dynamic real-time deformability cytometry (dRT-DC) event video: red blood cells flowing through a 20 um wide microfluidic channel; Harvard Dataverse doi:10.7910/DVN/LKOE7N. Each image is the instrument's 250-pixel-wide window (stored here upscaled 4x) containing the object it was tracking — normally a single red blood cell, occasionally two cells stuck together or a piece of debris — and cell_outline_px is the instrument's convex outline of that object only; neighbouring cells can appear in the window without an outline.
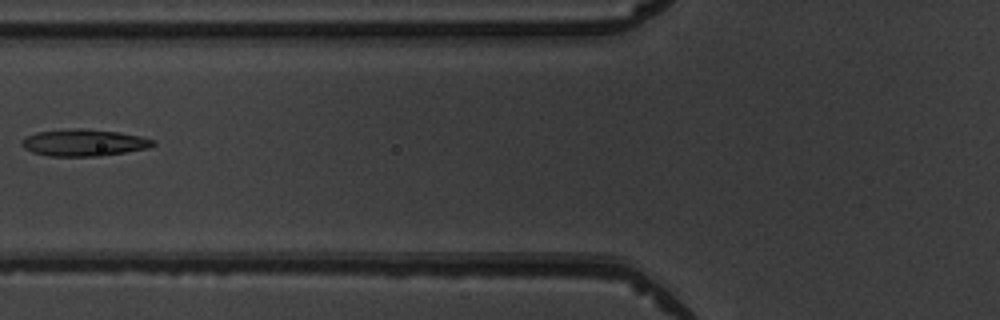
{"species": "common noctule bat (a hibernating species)", "species_latin": "Nyctalus noctula", "temperature_condition": "warm", "stored_images_in_passage": 7, "camera_frame_rate_fps": 3000, "um_per_image_px": 0.085, "animal": {"sex": "male", "body_mass_g": 19.5, "forearm_length_mm": 54.6}, "frame": {"image": 1, "passage_image": 6, "time_ms": 6.0, "image_size_px": [1000, 320], "cell_outline_px": [[156, 144], [148, 148], [100, 156], [48, 156], [32, 152], [24, 148], [20, 144], [20, 140], [36, 132], [76, 128], [80, 128], [120, 132], [140, 136], [156, 140]], "centroid_in_image_um": [7.13, 12.12], "position_along_channel_um": 118.7, "area_um2": 20.58}}
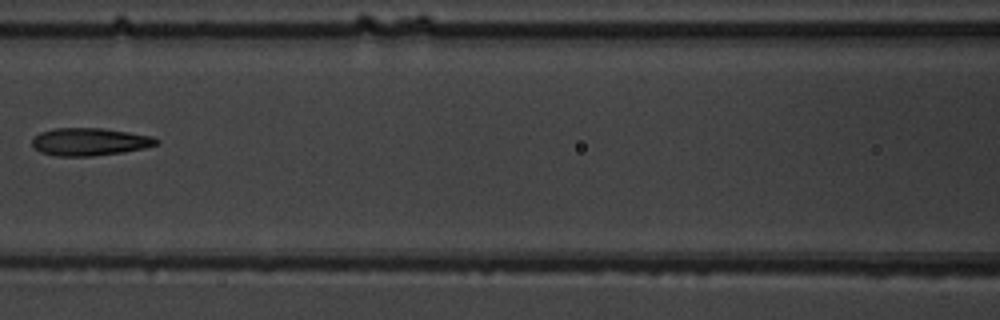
{"frame": {"image": 2, "passage_image": 7, "time_ms": 7.0, "image_size_px": [1000, 320], "cell_outline_px": [[160, 144], [144, 148], [124, 152], [92, 156], [56, 156], [40, 152], [32, 144], [32, 140], [40, 132], [56, 128], [104, 128], [152, 136], [160, 140]], "centroid_in_image_um": [7.66, 12.05], "position_along_channel_um": 158.9, "area_um2": 20.06}}